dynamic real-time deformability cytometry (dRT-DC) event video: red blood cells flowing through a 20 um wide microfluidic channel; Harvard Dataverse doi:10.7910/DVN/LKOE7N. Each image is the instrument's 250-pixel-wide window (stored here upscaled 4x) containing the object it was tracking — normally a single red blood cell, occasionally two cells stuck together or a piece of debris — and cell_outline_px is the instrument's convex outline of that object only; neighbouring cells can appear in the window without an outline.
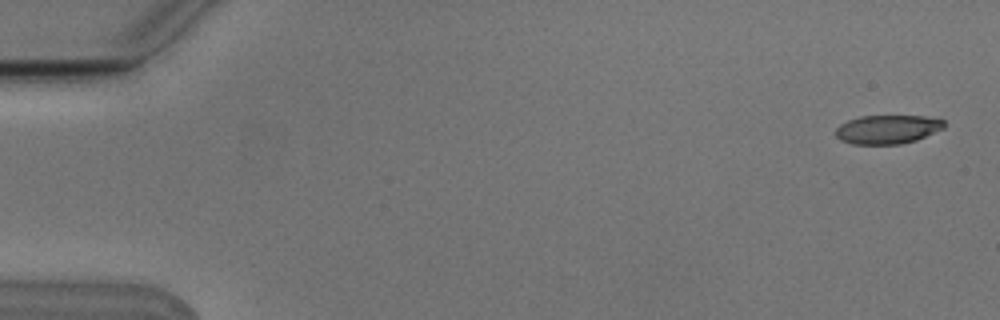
{"species": "Egyptian fruit bat (a non-hibernating species)", "species_latin": "Rousettus aegyptiacus", "temperature_condition": "cold", "stored_images_in_passage": 4, "camera_frame_rate_fps": 3000, "um_per_image_px": 0.085, "animal": {"sex": "male"}, "frame": {"image": 1, "passage_image": 1, "time_ms": 0.0, "image_size_px": [1000, 320], "cell_outline_px": [[944, 128], [916, 140], [900, 144], [852, 144], [840, 140], [836, 136], [836, 128], [840, 124], [848, 120], [860, 116], [924, 116], [944, 120]], "centroid_in_image_um": [75.41, 10.99], "position_along_channel_um": 9.6, "area_um2": 18.15}}